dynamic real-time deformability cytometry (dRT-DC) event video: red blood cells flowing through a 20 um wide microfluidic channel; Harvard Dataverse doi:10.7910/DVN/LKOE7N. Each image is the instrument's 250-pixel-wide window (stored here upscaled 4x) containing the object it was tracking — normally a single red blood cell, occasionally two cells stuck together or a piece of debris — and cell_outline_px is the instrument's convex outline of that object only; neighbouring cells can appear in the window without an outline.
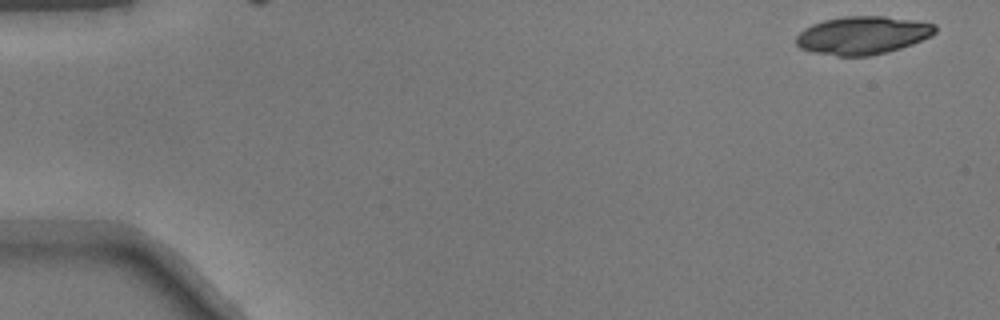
{"species": "common noctule bat (a hibernating species)", "species_latin": "Nyctalus noctula", "temperature_condition": "warm", "stored_images_in_passage": 3, "camera_frame_rate_fps": 3000, "um_per_image_px": 0.085, "animal": {"sex": "male", "body_mass_g": 17.9}, "frame": {"image": 1, "passage_image": 1, "time_ms": 0.0, "image_size_px": [1000, 320], "cell_outline_px": [[936, 32], [932, 36], [912, 44], [888, 52], [868, 56], [836, 56], [812, 52], [800, 48], [796, 44], [796, 36], [804, 28], [812, 24], [824, 20], [844, 16], [884, 16], [912, 20], [936, 24]], "centroid_in_image_um": [73.31, 3.0], "position_along_channel_um": 11.7, "area_um2": 30.92}}